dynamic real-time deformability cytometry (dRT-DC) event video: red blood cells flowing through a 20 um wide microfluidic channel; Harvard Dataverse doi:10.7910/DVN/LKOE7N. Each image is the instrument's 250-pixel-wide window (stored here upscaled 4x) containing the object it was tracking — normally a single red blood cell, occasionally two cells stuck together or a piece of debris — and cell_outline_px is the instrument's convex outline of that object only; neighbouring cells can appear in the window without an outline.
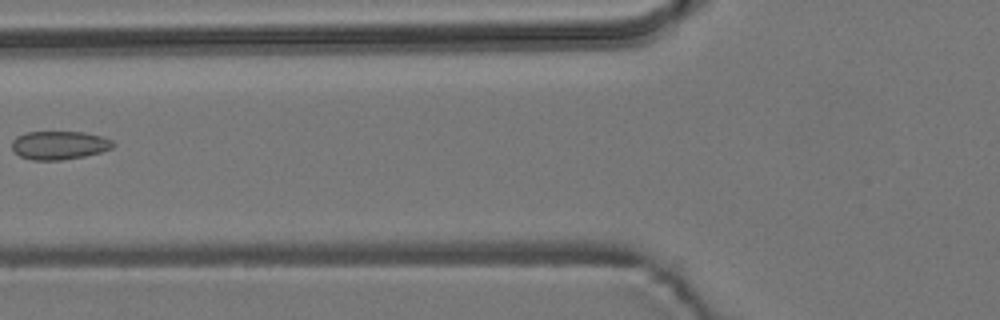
{"species": "common noctule bat (a hibernating species)", "species_latin": "Nyctalus noctula", "temperature_condition": "room temperature", "stored_images_in_passage": 6, "camera_frame_rate_fps": 3000, "um_per_image_px": 0.085, "animal": {"sex": "male", "body_mass_g": 19.2, "forearm_length_mm": 51.8}, "frame": {"image": 1, "passage_image": 4, "time_ms": 4.667, "image_size_px": [1000, 320], "cell_outline_px": [[116, 144], [112, 148], [100, 152], [84, 156], [60, 160], [32, 160], [20, 156], [12, 152], [12, 140], [16, 136], [28, 132], [84, 132], [104, 136], [112, 140]], "centroid_in_image_um": [5.04, 12.34], "position_along_channel_um": 120.8, "area_um2": 16.94}}
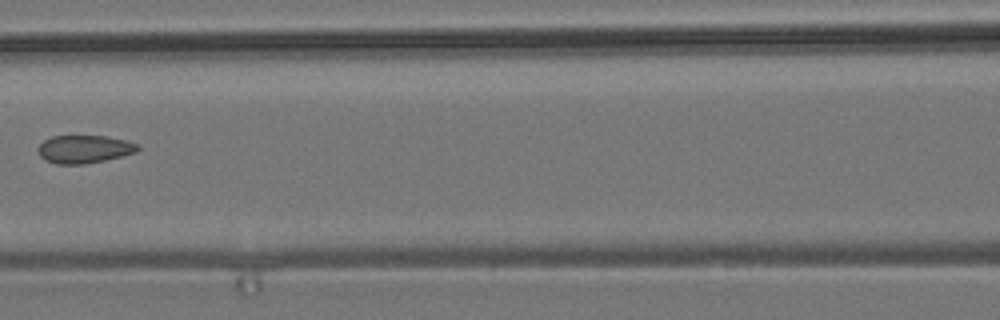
{"frame": {"image": 2, "passage_image": 5, "time_ms": 5.667, "image_size_px": [1000, 320], "cell_outline_px": [[140, 148], [136, 152], [124, 156], [84, 164], [56, 164], [44, 160], [40, 156], [36, 148], [44, 140], [52, 136], [108, 136], [140, 144]], "centroid_in_image_um": [7.16, 12.68], "position_along_channel_um": 159.4, "area_um2": 16.42}}
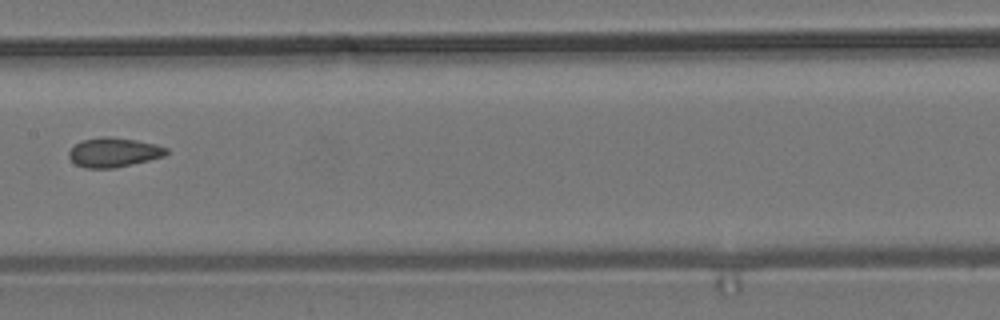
{"frame": {"image": 3, "passage_image": 6, "time_ms": 6.667, "image_size_px": [1000, 320], "cell_outline_px": [[168, 152], [164, 156], [132, 164], [112, 168], [84, 168], [76, 164], [68, 156], [68, 152], [76, 144], [84, 140], [100, 136], [108, 136], [136, 140], [156, 144], [168, 148]], "centroid_in_image_um": [9.67, 12.94], "position_along_channel_um": 197.7, "area_um2": 16.59}}